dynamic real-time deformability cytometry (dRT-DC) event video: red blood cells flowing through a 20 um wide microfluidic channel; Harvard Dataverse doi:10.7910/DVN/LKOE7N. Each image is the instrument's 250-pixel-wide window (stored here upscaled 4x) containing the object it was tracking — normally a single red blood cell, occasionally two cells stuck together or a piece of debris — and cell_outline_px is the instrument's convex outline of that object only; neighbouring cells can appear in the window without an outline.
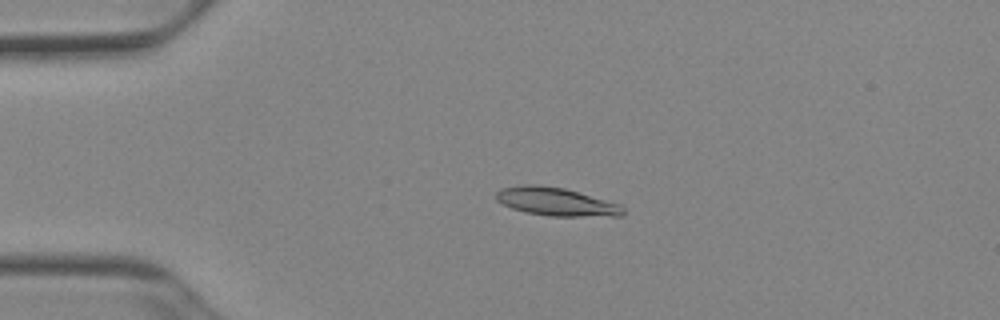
{"species": "Egyptian fruit bat (a non-hibernating species)", "species_latin": "Rousettus aegyptiacus", "temperature_condition": "cold", "stored_images_in_passage": 52, "camera_frame_rate_fps": 3000, "um_per_image_px": 0.085, "animal": {"sex": "female"}, "frame": {"image": 1, "passage_image": 12, "time_ms": 3.667, "image_size_px": [1000, 320], "cell_outline_px": [[624, 216], [548, 216], [524, 212], [512, 208], [496, 200], [496, 192], [500, 188], [524, 184], [540, 184], [564, 188], [620, 204], [624, 208]], "centroid_in_image_um": [47.26, 17.14], "position_along_channel_um": 37.7, "area_um2": 20.98}}
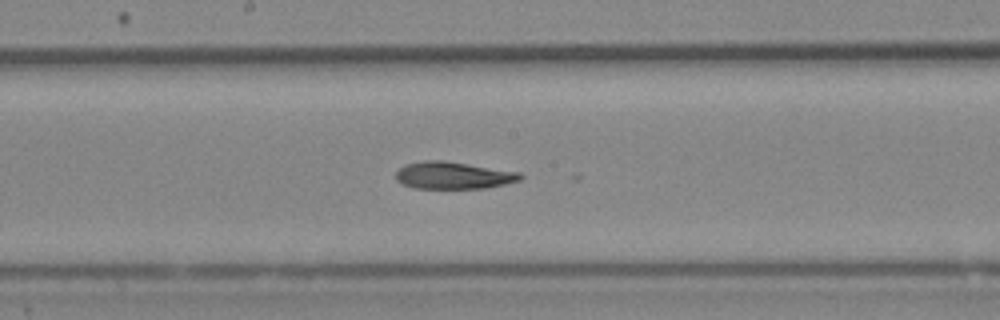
{"frame": {"image": 2, "passage_image": 28, "time_ms": 9.0, "image_size_px": [1000, 320], "cell_outline_px": [[524, 176], [520, 180], [504, 184], [484, 188], [416, 188], [404, 184], [396, 180], [396, 172], [400, 168], [408, 164], [424, 160], [440, 160], [520, 172]], "centroid_in_image_um": [38.54, 14.91], "position_along_channel_um": 209.7, "area_um2": 19.36}}
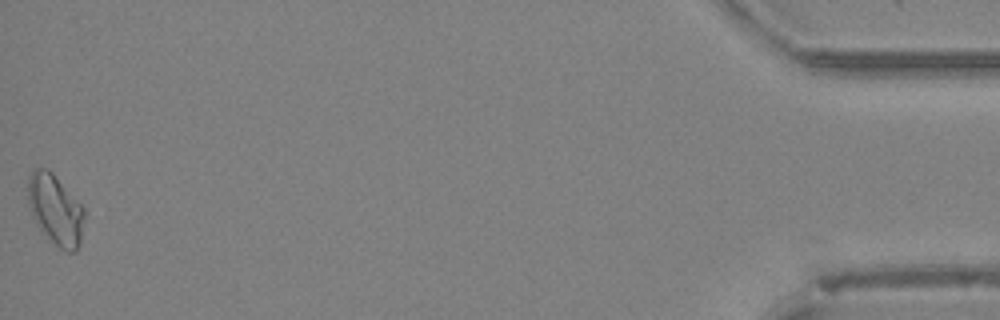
{"frame": {"image": 3, "passage_image": 52, "time_ms": 17.0, "image_size_px": [1000, 320], "cell_outline_px": [[84, 220], [80, 244], [76, 252], [64, 252], [36, 224], [32, 216], [28, 204], [28, 176], [32, 168], [48, 168], [52, 172], [84, 208]], "centroid_in_image_um": [4.7, 17.81], "position_along_channel_um": 430.5, "area_um2": 23.06}}